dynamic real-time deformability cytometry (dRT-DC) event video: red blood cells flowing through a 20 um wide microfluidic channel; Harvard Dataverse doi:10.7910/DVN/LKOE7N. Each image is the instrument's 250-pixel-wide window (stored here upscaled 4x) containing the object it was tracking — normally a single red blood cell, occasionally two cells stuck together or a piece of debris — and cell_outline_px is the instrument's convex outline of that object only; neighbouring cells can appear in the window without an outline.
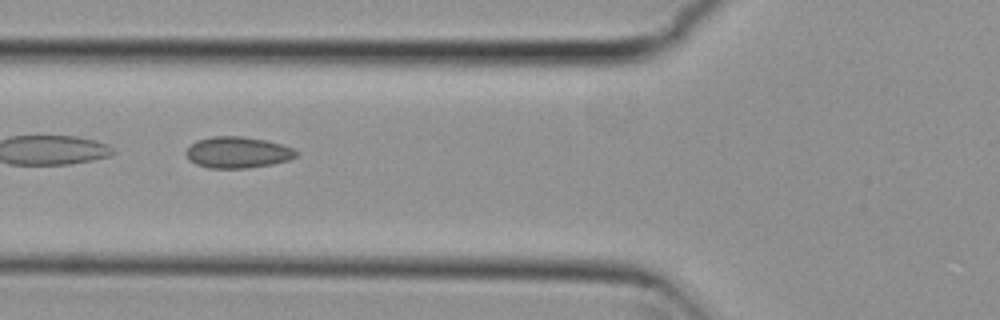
{"species": "common noctule bat (a hibernating species)", "species_latin": "Nyctalus noctula", "temperature_condition": "cold", "stored_images_in_passage": 38, "camera_frame_rate_fps": 3000, "um_per_image_px": 0.085, "animal": {"sex": "female", "body_mass_g": 29.2, "forearm_length_mm": 56.3}, "frame": {"image": 1, "passage_image": 6, "time_ms": 1.667, "image_size_px": [1000, 320], "cell_outline_px": [[296, 156], [288, 160], [272, 164], [248, 168], [208, 168], [196, 164], [188, 160], [184, 152], [196, 140], [212, 136], [240, 136], [264, 140], [280, 144], [292, 148], [296, 152]], "centroid_in_image_um": [20.14, 12.96], "position_along_channel_um": 105.7, "area_um2": 20.0}, "authors_computed_cell_mechanics": {"area_um2": 19.4497, "velocity_mm_per_s": 3.7794, "shape_relaxation_time_tau1_ms": 7.1927, "shape_relaxation_time_tau2_ms": 1.8447, "deformation_change_tau1": 0.1045, "deformation_change_tau2": 0.0604}}